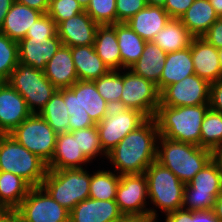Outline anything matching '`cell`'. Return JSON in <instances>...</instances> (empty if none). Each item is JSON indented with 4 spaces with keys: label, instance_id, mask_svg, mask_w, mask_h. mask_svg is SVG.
<instances>
[{
    "label": "cell",
    "instance_id": "22",
    "mask_svg": "<svg viewBox=\"0 0 222 222\" xmlns=\"http://www.w3.org/2000/svg\"><path fill=\"white\" fill-rule=\"evenodd\" d=\"M171 17L162 6L147 5L126 23L145 41H152Z\"/></svg>",
    "mask_w": 222,
    "mask_h": 222
},
{
    "label": "cell",
    "instance_id": "49",
    "mask_svg": "<svg viewBox=\"0 0 222 222\" xmlns=\"http://www.w3.org/2000/svg\"><path fill=\"white\" fill-rule=\"evenodd\" d=\"M0 222H21L19 213L16 210H0Z\"/></svg>",
    "mask_w": 222,
    "mask_h": 222
},
{
    "label": "cell",
    "instance_id": "9",
    "mask_svg": "<svg viewBox=\"0 0 222 222\" xmlns=\"http://www.w3.org/2000/svg\"><path fill=\"white\" fill-rule=\"evenodd\" d=\"M10 135L46 164L51 161L55 152L57 133L39 114H31Z\"/></svg>",
    "mask_w": 222,
    "mask_h": 222
},
{
    "label": "cell",
    "instance_id": "28",
    "mask_svg": "<svg viewBox=\"0 0 222 222\" xmlns=\"http://www.w3.org/2000/svg\"><path fill=\"white\" fill-rule=\"evenodd\" d=\"M218 18L209 0H195L180 20L194 37H202Z\"/></svg>",
    "mask_w": 222,
    "mask_h": 222
},
{
    "label": "cell",
    "instance_id": "18",
    "mask_svg": "<svg viewBox=\"0 0 222 222\" xmlns=\"http://www.w3.org/2000/svg\"><path fill=\"white\" fill-rule=\"evenodd\" d=\"M190 48L194 71L197 76L209 83L222 79L217 48L202 37H194Z\"/></svg>",
    "mask_w": 222,
    "mask_h": 222
},
{
    "label": "cell",
    "instance_id": "15",
    "mask_svg": "<svg viewBox=\"0 0 222 222\" xmlns=\"http://www.w3.org/2000/svg\"><path fill=\"white\" fill-rule=\"evenodd\" d=\"M32 113L25 99L7 81L0 82V134H10Z\"/></svg>",
    "mask_w": 222,
    "mask_h": 222
},
{
    "label": "cell",
    "instance_id": "46",
    "mask_svg": "<svg viewBox=\"0 0 222 222\" xmlns=\"http://www.w3.org/2000/svg\"><path fill=\"white\" fill-rule=\"evenodd\" d=\"M209 108L222 113V79L210 83Z\"/></svg>",
    "mask_w": 222,
    "mask_h": 222
},
{
    "label": "cell",
    "instance_id": "37",
    "mask_svg": "<svg viewBox=\"0 0 222 222\" xmlns=\"http://www.w3.org/2000/svg\"><path fill=\"white\" fill-rule=\"evenodd\" d=\"M123 70H110L106 75L94 80L98 93L111 107H120L123 89Z\"/></svg>",
    "mask_w": 222,
    "mask_h": 222
},
{
    "label": "cell",
    "instance_id": "58",
    "mask_svg": "<svg viewBox=\"0 0 222 222\" xmlns=\"http://www.w3.org/2000/svg\"><path fill=\"white\" fill-rule=\"evenodd\" d=\"M218 55H219V63L221 67V72H222V48L217 49Z\"/></svg>",
    "mask_w": 222,
    "mask_h": 222
},
{
    "label": "cell",
    "instance_id": "34",
    "mask_svg": "<svg viewBox=\"0 0 222 222\" xmlns=\"http://www.w3.org/2000/svg\"><path fill=\"white\" fill-rule=\"evenodd\" d=\"M64 103L69 114V132L96 125L79 104V80L70 88H64Z\"/></svg>",
    "mask_w": 222,
    "mask_h": 222
},
{
    "label": "cell",
    "instance_id": "21",
    "mask_svg": "<svg viewBox=\"0 0 222 222\" xmlns=\"http://www.w3.org/2000/svg\"><path fill=\"white\" fill-rule=\"evenodd\" d=\"M45 77L56 89L70 88L78 81L71 47L61 45L43 70Z\"/></svg>",
    "mask_w": 222,
    "mask_h": 222
},
{
    "label": "cell",
    "instance_id": "47",
    "mask_svg": "<svg viewBox=\"0 0 222 222\" xmlns=\"http://www.w3.org/2000/svg\"><path fill=\"white\" fill-rule=\"evenodd\" d=\"M164 222H196V211L179 209L165 215Z\"/></svg>",
    "mask_w": 222,
    "mask_h": 222
},
{
    "label": "cell",
    "instance_id": "39",
    "mask_svg": "<svg viewBox=\"0 0 222 222\" xmlns=\"http://www.w3.org/2000/svg\"><path fill=\"white\" fill-rule=\"evenodd\" d=\"M18 63V42L0 33V82L9 79Z\"/></svg>",
    "mask_w": 222,
    "mask_h": 222
},
{
    "label": "cell",
    "instance_id": "61",
    "mask_svg": "<svg viewBox=\"0 0 222 222\" xmlns=\"http://www.w3.org/2000/svg\"><path fill=\"white\" fill-rule=\"evenodd\" d=\"M221 173V191H222V170H220Z\"/></svg>",
    "mask_w": 222,
    "mask_h": 222
},
{
    "label": "cell",
    "instance_id": "44",
    "mask_svg": "<svg viewBox=\"0 0 222 222\" xmlns=\"http://www.w3.org/2000/svg\"><path fill=\"white\" fill-rule=\"evenodd\" d=\"M195 0H166L163 8L171 18L180 19Z\"/></svg>",
    "mask_w": 222,
    "mask_h": 222
},
{
    "label": "cell",
    "instance_id": "30",
    "mask_svg": "<svg viewBox=\"0 0 222 222\" xmlns=\"http://www.w3.org/2000/svg\"><path fill=\"white\" fill-rule=\"evenodd\" d=\"M193 38L180 19L171 18L152 41L168 53L190 47Z\"/></svg>",
    "mask_w": 222,
    "mask_h": 222
},
{
    "label": "cell",
    "instance_id": "10",
    "mask_svg": "<svg viewBox=\"0 0 222 222\" xmlns=\"http://www.w3.org/2000/svg\"><path fill=\"white\" fill-rule=\"evenodd\" d=\"M123 89L120 107L135 109L147 118H154L160 105V92L153 82L123 69Z\"/></svg>",
    "mask_w": 222,
    "mask_h": 222
},
{
    "label": "cell",
    "instance_id": "41",
    "mask_svg": "<svg viewBox=\"0 0 222 222\" xmlns=\"http://www.w3.org/2000/svg\"><path fill=\"white\" fill-rule=\"evenodd\" d=\"M83 11L84 9L76 0H56L49 5L47 14L58 24Z\"/></svg>",
    "mask_w": 222,
    "mask_h": 222
},
{
    "label": "cell",
    "instance_id": "7",
    "mask_svg": "<svg viewBox=\"0 0 222 222\" xmlns=\"http://www.w3.org/2000/svg\"><path fill=\"white\" fill-rule=\"evenodd\" d=\"M221 192L220 165L213 158L188 184H185L181 209L212 210Z\"/></svg>",
    "mask_w": 222,
    "mask_h": 222
},
{
    "label": "cell",
    "instance_id": "8",
    "mask_svg": "<svg viewBox=\"0 0 222 222\" xmlns=\"http://www.w3.org/2000/svg\"><path fill=\"white\" fill-rule=\"evenodd\" d=\"M7 82L26 101L32 114H38L57 90L42 70L18 63Z\"/></svg>",
    "mask_w": 222,
    "mask_h": 222
},
{
    "label": "cell",
    "instance_id": "11",
    "mask_svg": "<svg viewBox=\"0 0 222 222\" xmlns=\"http://www.w3.org/2000/svg\"><path fill=\"white\" fill-rule=\"evenodd\" d=\"M147 199V178L144 173L120 175L115 201L123 215L147 218L159 217L155 208L146 207L149 205Z\"/></svg>",
    "mask_w": 222,
    "mask_h": 222
},
{
    "label": "cell",
    "instance_id": "3",
    "mask_svg": "<svg viewBox=\"0 0 222 222\" xmlns=\"http://www.w3.org/2000/svg\"><path fill=\"white\" fill-rule=\"evenodd\" d=\"M209 104L158 106L154 119L160 136L200 146L201 124Z\"/></svg>",
    "mask_w": 222,
    "mask_h": 222
},
{
    "label": "cell",
    "instance_id": "60",
    "mask_svg": "<svg viewBox=\"0 0 222 222\" xmlns=\"http://www.w3.org/2000/svg\"><path fill=\"white\" fill-rule=\"evenodd\" d=\"M46 1H47L48 5H50V4H52L56 0H46Z\"/></svg>",
    "mask_w": 222,
    "mask_h": 222
},
{
    "label": "cell",
    "instance_id": "43",
    "mask_svg": "<svg viewBox=\"0 0 222 222\" xmlns=\"http://www.w3.org/2000/svg\"><path fill=\"white\" fill-rule=\"evenodd\" d=\"M147 5L146 0H116V23L128 21Z\"/></svg>",
    "mask_w": 222,
    "mask_h": 222
},
{
    "label": "cell",
    "instance_id": "29",
    "mask_svg": "<svg viewBox=\"0 0 222 222\" xmlns=\"http://www.w3.org/2000/svg\"><path fill=\"white\" fill-rule=\"evenodd\" d=\"M94 49L109 70H121V54L117 34L111 25H99Z\"/></svg>",
    "mask_w": 222,
    "mask_h": 222
},
{
    "label": "cell",
    "instance_id": "20",
    "mask_svg": "<svg viewBox=\"0 0 222 222\" xmlns=\"http://www.w3.org/2000/svg\"><path fill=\"white\" fill-rule=\"evenodd\" d=\"M90 161L85 157L77 137L71 132L57 134L56 147L51 161L47 164L48 170H62L83 168Z\"/></svg>",
    "mask_w": 222,
    "mask_h": 222
},
{
    "label": "cell",
    "instance_id": "1",
    "mask_svg": "<svg viewBox=\"0 0 222 222\" xmlns=\"http://www.w3.org/2000/svg\"><path fill=\"white\" fill-rule=\"evenodd\" d=\"M158 127L148 118L129 132L108 154L107 158L118 175L141 174L157 159Z\"/></svg>",
    "mask_w": 222,
    "mask_h": 222
},
{
    "label": "cell",
    "instance_id": "31",
    "mask_svg": "<svg viewBox=\"0 0 222 222\" xmlns=\"http://www.w3.org/2000/svg\"><path fill=\"white\" fill-rule=\"evenodd\" d=\"M31 186L21 177L0 171V208L15 210L27 196Z\"/></svg>",
    "mask_w": 222,
    "mask_h": 222
},
{
    "label": "cell",
    "instance_id": "26",
    "mask_svg": "<svg viewBox=\"0 0 222 222\" xmlns=\"http://www.w3.org/2000/svg\"><path fill=\"white\" fill-rule=\"evenodd\" d=\"M78 80L94 81L110 70L97 55L94 45L71 47Z\"/></svg>",
    "mask_w": 222,
    "mask_h": 222
},
{
    "label": "cell",
    "instance_id": "40",
    "mask_svg": "<svg viewBox=\"0 0 222 222\" xmlns=\"http://www.w3.org/2000/svg\"><path fill=\"white\" fill-rule=\"evenodd\" d=\"M85 11L99 25L116 23V0H90Z\"/></svg>",
    "mask_w": 222,
    "mask_h": 222
},
{
    "label": "cell",
    "instance_id": "12",
    "mask_svg": "<svg viewBox=\"0 0 222 222\" xmlns=\"http://www.w3.org/2000/svg\"><path fill=\"white\" fill-rule=\"evenodd\" d=\"M148 118L135 109L111 107L96 124L103 151L108 154L129 132L136 130Z\"/></svg>",
    "mask_w": 222,
    "mask_h": 222
},
{
    "label": "cell",
    "instance_id": "48",
    "mask_svg": "<svg viewBox=\"0 0 222 222\" xmlns=\"http://www.w3.org/2000/svg\"><path fill=\"white\" fill-rule=\"evenodd\" d=\"M17 3L26 5L30 8L36 9L43 14L48 13L49 5L46 0H14Z\"/></svg>",
    "mask_w": 222,
    "mask_h": 222
},
{
    "label": "cell",
    "instance_id": "6",
    "mask_svg": "<svg viewBox=\"0 0 222 222\" xmlns=\"http://www.w3.org/2000/svg\"><path fill=\"white\" fill-rule=\"evenodd\" d=\"M148 200L161 213L181 209L185 184L168 168L154 161L145 171Z\"/></svg>",
    "mask_w": 222,
    "mask_h": 222
},
{
    "label": "cell",
    "instance_id": "23",
    "mask_svg": "<svg viewBox=\"0 0 222 222\" xmlns=\"http://www.w3.org/2000/svg\"><path fill=\"white\" fill-rule=\"evenodd\" d=\"M43 13L26 5L14 2L5 16L0 33L19 42L25 38L27 31Z\"/></svg>",
    "mask_w": 222,
    "mask_h": 222
},
{
    "label": "cell",
    "instance_id": "4",
    "mask_svg": "<svg viewBox=\"0 0 222 222\" xmlns=\"http://www.w3.org/2000/svg\"><path fill=\"white\" fill-rule=\"evenodd\" d=\"M47 170V164L13 136L0 134V171L11 172L37 187L42 185Z\"/></svg>",
    "mask_w": 222,
    "mask_h": 222
},
{
    "label": "cell",
    "instance_id": "51",
    "mask_svg": "<svg viewBox=\"0 0 222 222\" xmlns=\"http://www.w3.org/2000/svg\"><path fill=\"white\" fill-rule=\"evenodd\" d=\"M14 0H0V28L2 27L5 16L12 7Z\"/></svg>",
    "mask_w": 222,
    "mask_h": 222
},
{
    "label": "cell",
    "instance_id": "33",
    "mask_svg": "<svg viewBox=\"0 0 222 222\" xmlns=\"http://www.w3.org/2000/svg\"><path fill=\"white\" fill-rule=\"evenodd\" d=\"M38 114L57 134L68 133L70 116L64 103V88L57 89Z\"/></svg>",
    "mask_w": 222,
    "mask_h": 222
},
{
    "label": "cell",
    "instance_id": "59",
    "mask_svg": "<svg viewBox=\"0 0 222 222\" xmlns=\"http://www.w3.org/2000/svg\"><path fill=\"white\" fill-rule=\"evenodd\" d=\"M158 218H148L145 222H158Z\"/></svg>",
    "mask_w": 222,
    "mask_h": 222
},
{
    "label": "cell",
    "instance_id": "24",
    "mask_svg": "<svg viewBox=\"0 0 222 222\" xmlns=\"http://www.w3.org/2000/svg\"><path fill=\"white\" fill-rule=\"evenodd\" d=\"M192 74H195V71L190 47L168 52L159 81V92L165 87L178 83Z\"/></svg>",
    "mask_w": 222,
    "mask_h": 222
},
{
    "label": "cell",
    "instance_id": "25",
    "mask_svg": "<svg viewBox=\"0 0 222 222\" xmlns=\"http://www.w3.org/2000/svg\"><path fill=\"white\" fill-rule=\"evenodd\" d=\"M167 53L153 41H146L141 57L129 68L134 74L157 85L165 65Z\"/></svg>",
    "mask_w": 222,
    "mask_h": 222
},
{
    "label": "cell",
    "instance_id": "45",
    "mask_svg": "<svg viewBox=\"0 0 222 222\" xmlns=\"http://www.w3.org/2000/svg\"><path fill=\"white\" fill-rule=\"evenodd\" d=\"M209 44L215 48H222V17H219L202 36Z\"/></svg>",
    "mask_w": 222,
    "mask_h": 222
},
{
    "label": "cell",
    "instance_id": "55",
    "mask_svg": "<svg viewBox=\"0 0 222 222\" xmlns=\"http://www.w3.org/2000/svg\"><path fill=\"white\" fill-rule=\"evenodd\" d=\"M214 159L219 163V165H220V170H222V146L219 147V148L214 152Z\"/></svg>",
    "mask_w": 222,
    "mask_h": 222
},
{
    "label": "cell",
    "instance_id": "56",
    "mask_svg": "<svg viewBox=\"0 0 222 222\" xmlns=\"http://www.w3.org/2000/svg\"><path fill=\"white\" fill-rule=\"evenodd\" d=\"M149 6H164L166 0H146Z\"/></svg>",
    "mask_w": 222,
    "mask_h": 222
},
{
    "label": "cell",
    "instance_id": "36",
    "mask_svg": "<svg viewBox=\"0 0 222 222\" xmlns=\"http://www.w3.org/2000/svg\"><path fill=\"white\" fill-rule=\"evenodd\" d=\"M221 146L222 113L209 108L201 124L200 147L215 152Z\"/></svg>",
    "mask_w": 222,
    "mask_h": 222
},
{
    "label": "cell",
    "instance_id": "16",
    "mask_svg": "<svg viewBox=\"0 0 222 222\" xmlns=\"http://www.w3.org/2000/svg\"><path fill=\"white\" fill-rule=\"evenodd\" d=\"M97 24L84 10L57 24V35L68 47L94 45Z\"/></svg>",
    "mask_w": 222,
    "mask_h": 222
},
{
    "label": "cell",
    "instance_id": "54",
    "mask_svg": "<svg viewBox=\"0 0 222 222\" xmlns=\"http://www.w3.org/2000/svg\"><path fill=\"white\" fill-rule=\"evenodd\" d=\"M211 6L214 8L216 14L222 17V0H209Z\"/></svg>",
    "mask_w": 222,
    "mask_h": 222
},
{
    "label": "cell",
    "instance_id": "52",
    "mask_svg": "<svg viewBox=\"0 0 222 222\" xmlns=\"http://www.w3.org/2000/svg\"><path fill=\"white\" fill-rule=\"evenodd\" d=\"M212 210L215 216L219 219V222H222V192L216 198V202Z\"/></svg>",
    "mask_w": 222,
    "mask_h": 222
},
{
    "label": "cell",
    "instance_id": "5",
    "mask_svg": "<svg viewBox=\"0 0 222 222\" xmlns=\"http://www.w3.org/2000/svg\"><path fill=\"white\" fill-rule=\"evenodd\" d=\"M85 168L47 170L42 187L61 206L71 211L89 198L91 174Z\"/></svg>",
    "mask_w": 222,
    "mask_h": 222
},
{
    "label": "cell",
    "instance_id": "50",
    "mask_svg": "<svg viewBox=\"0 0 222 222\" xmlns=\"http://www.w3.org/2000/svg\"><path fill=\"white\" fill-rule=\"evenodd\" d=\"M196 222H219L213 210L196 211Z\"/></svg>",
    "mask_w": 222,
    "mask_h": 222
},
{
    "label": "cell",
    "instance_id": "17",
    "mask_svg": "<svg viewBox=\"0 0 222 222\" xmlns=\"http://www.w3.org/2000/svg\"><path fill=\"white\" fill-rule=\"evenodd\" d=\"M61 45L58 35L53 38L25 37L18 42L19 63L43 71Z\"/></svg>",
    "mask_w": 222,
    "mask_h": 222
},
{
    "label": "cell",
    "instance_id": "2",
    "mask_svg": "<svg viewBox=\"0 0 222 222\" xmlns=\"http://www.w3.org/2000/svg\"><path fill=\"white\" fill-rule=\"evenodd\" d=\"M213 158L214 152L209 149L163 136L158 138L156 161L172 171L184 184H188Z\"/></svg>",
    "mask_w": 222,
    "mask_h": 222
},
{
    "label": "cell",
    "instance_id": "13",
    "mask_svg": "<svg viewBox=\"0 0 222 222\" xmlns=\"http://www.w3.org/2000/svg\"><path fill=\"white\" fill-rule=\"evenodd\" d=\"M21 222H69L70 211L56 202L42 187H31L15 209Z\"/></svg>",
    "mask_w": 222,
    "mask_h": 222
},
{
    "label": "cell",
    "instance_id": "19",
    "mask_svg": "<svg viewBox=\"0 0 222 222\" xmlns=\"http://www.w3.org/2000/svg\"><path fill=\"white\" fill-rule=\"evenodd\" d=\"M122 216L115 200L87 198L70 211L69 222H116Z\"/></svg>",
    "mask_w": 222,
    "mask_h": 222
},
{
    "label": "cell",
    "instance_id": "14",
    "mask_svg": "<svg viewBox=\"0 0 222 222\" xmlns=\"http://www.w3.org/2000/svg\"><path fill=\"white\" fill-rule=\"evenodd\" d=\"M210 83L192 74L160 92L159 106H196L209 104Z\"/></svg>",
    "mask_w": 222,
    "mask_h": 222
},
{
    "label": "cell",
    "instance_id": "32",
    "mask_svg": "<svg viewBox=\"0 0 222 222\" xmlns=\"http://www.w3.org/2000/svg\"><path fill=\"white\" fill-rule=\"evenodd\" d=\"M79 104L95 124L99 123L111 109V106L98 93L93 81L79 80Z\"/></svg>",
    "mask_w": 222,
    "mask_h": 222
},
{
    "label": "cell",
    "instance_id": "38",
    "mask_svg": "<svg viewBox=\"0 0 222 222\" xmlns=\"http://www.w3.org/2000/svg\"><path fill=\"white\" fill-rule=\"evenodd\" d=\"M71 133L74 137H77L79 148L82 149L83 154L89 161L92 162V160H95L97 156H105V158H107V154L102 149L96 125L89 128L71 131Z\"/></svg>",
    "mask_w": 222,
    "mask_h": 222
},
{
    "label": "cell",
    "instance_id": "35",
    "mask_svg": "<svg viewBox=\"0 0 222 222\" xmlns=\"http://www.w3.org/2000/svg\"><path fill=\"white\" fill-rule=\"evenodd\" d=\"M120 175L115 171L97 170L91 174L89 198L96 200H115Z\"/></svg>",
    "mask_w": 222,
    "mask_h": 222
},
{
    "label": "cell",
    "instance_id": "27",
    "mask_svg": "<svg viewBox=\"0 0 222 222\" xmlns=\"http://www.w3.org/2000/svg\"><path fill=\"white\" fill-rule=\"evenodd\" d=\"M117 34L121 54V69H129L142 55L146 41L135 33L126 22L111 25Z\"/></svg>",
    "mask_w": 222,
    "mask_h": 222
},
{
    "label": "cell",
    "instance_id": "57",
    "mask_svg": "<svg viewBox=\"0 0 222 222\" xmlns=\"http://www.w3.org/2000/svg\"><path fill=\"white\" fill-rule=\"evenodd\" d=\"M80 6L85 10L90 3V0H76Z\"/></svg>",
    "mask_w": 222,
    "mask_h": 222
},
{
    "label": "cell",
    "instance_id": "53",
    "mask_svg": "<svg viewBox=\"0 0 222 222\" xmlns=\"http://www.w3.org/2000/svg\"><path fill=\"white\" fill-rule=\"evenodd\" d=\"M147 219V217L123 215L116 222H145Z\"/></svg>",
    "mask_w": 222,
    "mask_h": 222
},
{
    "label": "cell",
    "instance_id": "42",
    "mask_svg": "<svg viewBox=\"0 0 222 222\" xmlns=\"http://www.w3.org/2000/svg\"><path fill=\"white\" fill-rule=\"evenodd\" d=\"M57 36V24L46 13L39 17L27 31L25 37L53 38Z\"/></svg>",
    "mask_w": 222,
    "mask_h": 222
}]
</instances>
